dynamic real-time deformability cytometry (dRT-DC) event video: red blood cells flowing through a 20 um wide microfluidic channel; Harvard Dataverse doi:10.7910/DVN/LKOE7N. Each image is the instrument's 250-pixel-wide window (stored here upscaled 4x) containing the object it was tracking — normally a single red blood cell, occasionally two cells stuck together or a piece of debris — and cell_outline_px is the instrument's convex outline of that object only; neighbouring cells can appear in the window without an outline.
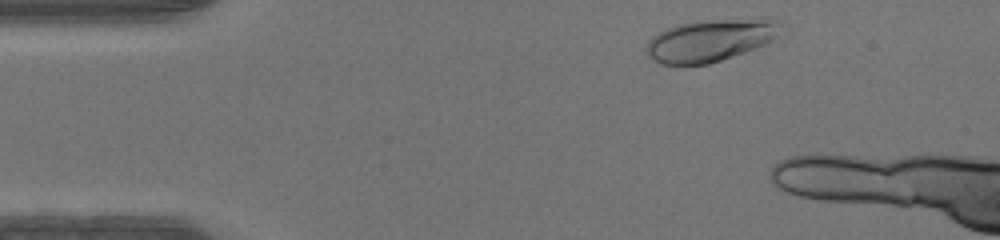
{"species": "human", "species_latin": "Homo sapiens", "temperature_condition": "warm", "stored_images_in_passage": 7, "camera_frame_rate_fps": 3000, "um_per_image_px": 0.085, "donor": {"sex": "male"}, "frame": {"image": 1, "passage_image": 2, "time_ms": 0.333, "image_size_px": [1000, 240], "cell_outline_px": [[780, 24], [776, 36], [768, 44], [708, 64], [660, 64], [652, 60], [648, 56], [644, 48], [648, 40], [652, 36], [668, 28], [680, 24], [700, 20], [764, 16], [780, 20]], "centroid_in_image_um": [60.41, 3.39], "position_along_channel_um": 24.6, "area_um2": 33.64}}